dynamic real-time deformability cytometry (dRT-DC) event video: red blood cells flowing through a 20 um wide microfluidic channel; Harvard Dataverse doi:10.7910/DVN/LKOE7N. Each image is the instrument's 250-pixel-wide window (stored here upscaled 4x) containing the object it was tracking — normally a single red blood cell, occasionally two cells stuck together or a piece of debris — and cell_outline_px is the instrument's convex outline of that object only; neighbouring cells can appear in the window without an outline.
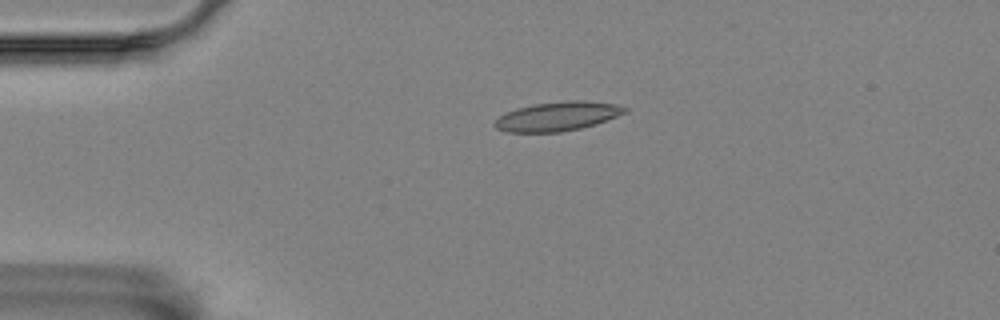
{"species": "Egyptian fruit bat (a non-hibernating species)", "species_latin": "Rousettus aegyptiacus", "temperature_condition": "room temperature", "stored_images_in_passage": 3, "camera_frame_rate_fps": 3000, "um_per_image_px": 0.085, "animal": {"sex": "female"}, "frame": {"image": 1, "passage_image": 1, "time_ms": 0.0, "image_size_px": [1000, 320], "cell_outline_px": [[628, 112], [596, 124], [580, 128], [560, 132], [508, 132], [496, 128], [492, 124], [500, 116], [516, 108], [532, 104], [564, 100], [584, 100], [616, 104], [628, 108]], "centroid_in_image_um": [47.41, 9.87], "position_along_channel_um": 37.6, "area_um2": 22.2}}
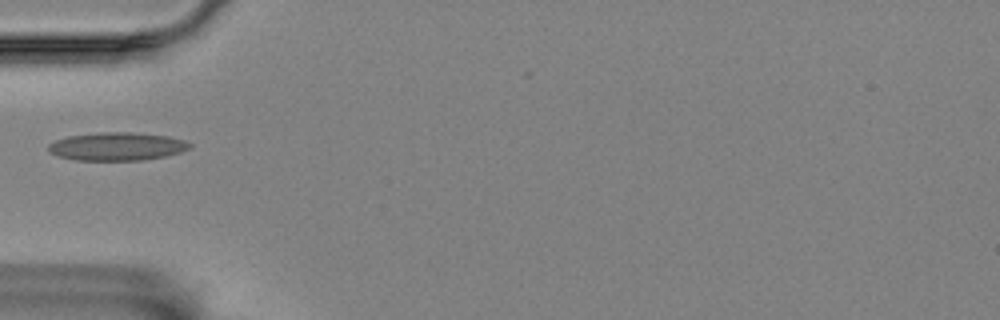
{"frame": {"image": 2, "passage_image": 2, "time_ms": 0.333, "image_size_px": [1000, 320], "cell_outline_px": [[192, 148], [180, 152], [164, 156], [144, 160], [76, 160], [60, 156], [48, 152], [48, 144], [56, 140], [68, 136], [100, 132], [128, 132], [168, 136], [184, 140], [192, 144]], "centroid_in_image_um": [9.95, 12.44], "position_along_channel_um": 75.0, "area_um2": 23.12}}